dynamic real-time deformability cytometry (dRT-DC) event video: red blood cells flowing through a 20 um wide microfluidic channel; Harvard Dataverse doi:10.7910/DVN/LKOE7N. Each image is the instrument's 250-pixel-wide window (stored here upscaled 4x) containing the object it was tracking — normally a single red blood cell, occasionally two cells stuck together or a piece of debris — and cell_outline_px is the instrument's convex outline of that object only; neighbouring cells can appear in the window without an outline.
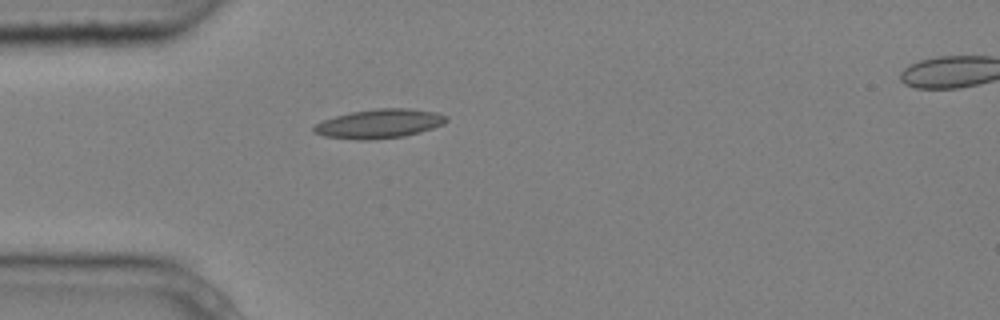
{"species": "common noctule bat (a hibernating species)", "species_latin": "Nyctalus noctula", "temperature_condition": "cold", "stored_images_in_passage": 6, "segment_of_instrument_passage": [1, 2], "camera_frame_rate_fps": 3000, "um_per_image_px": 0.085, "animal": {"sex": "male", "body_mass_g": 20.4}, "frame": {"image": 1, "passage_image": 5, "time_ms": 1.333, "image_size_px": [1000, 320], "cell_outline_px": [[448, 120], [444, 124], [420, 132], [404, 136], [368, 140], [360, 140], [324, 136], [312, 132], [312, 128], [316, 124], [324, 120], [336, 116], [352, 112], [376, 108], [408, 108], [436, 112], [448, 116]], "centroid_in_image_um": [32.26, 10.51], "position_along_channel_um": 52.7, "area_um2": 22.43}}